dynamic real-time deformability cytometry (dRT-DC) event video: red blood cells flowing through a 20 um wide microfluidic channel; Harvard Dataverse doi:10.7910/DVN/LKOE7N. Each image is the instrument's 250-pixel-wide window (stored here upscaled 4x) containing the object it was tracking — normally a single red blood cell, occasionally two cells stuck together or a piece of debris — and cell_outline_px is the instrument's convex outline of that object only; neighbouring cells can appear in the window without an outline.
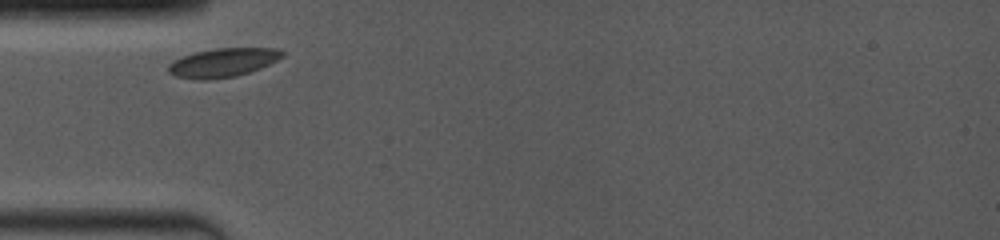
{"species": "common noctule bat (a hibernating species)", "species_latin": "Nyctalus noctula", "temperature_condition": "room temperature", "stored_images_in_passage": 29, "camera_frame_rate_fps": 4000, "um_per_image_px": 0.085, "animal": {"sex": "female", "body_mass_g": 19.0, "forearm_length_mm": 53.3}, "frame": {"image": 1, "passage_image": 1, "time_ms": 0.0, "image_size_px": [1000, 240], "cell_outline_px": [[284, 56], [260, 68], [236, 76], [208, 80], [200, 80], [176, 76], [168, 72], [168, 64], [192, 52], [216, 48], [280, 48], [284, 52]], "centroid_in_image_um": [18.95, 5.31], "position_along_channel_um": 66.0, "area_um2": 19.07}}
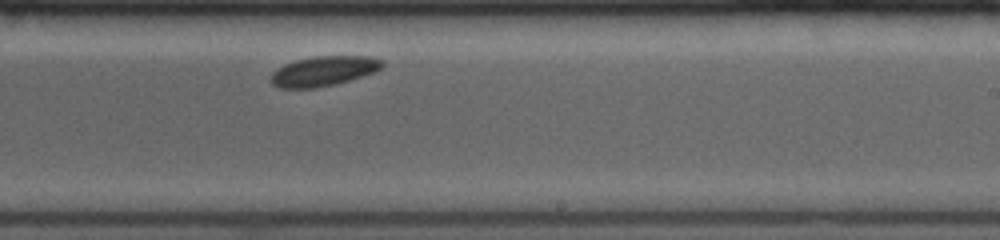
{"frame": {"image": 2, "passage_image": 17, "time_ms": 5.25, "image_size_px": [1000, 240], "cell_outline_px": [[384, 64], [376, 72], [348, 80], [332, 84], [312, 88], [280, 88], [272, 84], [272, 72], [284, 64], [296, 60], [316, 56], [372, 56], [384, 60]], "centroid_in_image_um": [27.54, 6.02], "position_along_channel_um": 261.5, "area_um2": 19.19}}
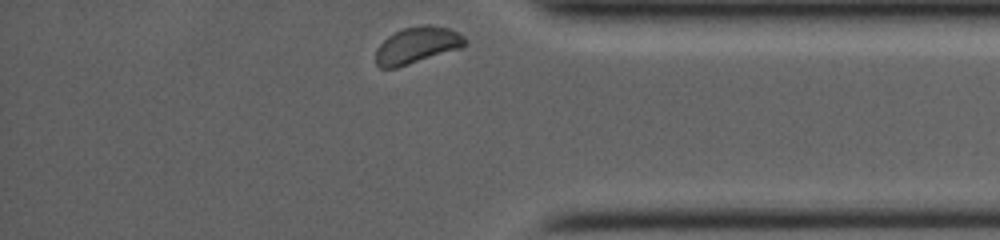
{"frame": {"image": 3, "passage_image": 29, "time_ms": 9.0, "image_size_px": [1000, 240], "cell_outline_px": [[468, 44], [460, 48], [396, 68], [380, 68], [376, 64], [376, 48], [388, 36], [404, 28], [424, 24], [432, 24], [448, 28], [464, 36], [468, 40]], "centroid_in_image_um": [35.46, 3.83], "position_along_channel_um": 399.7, "area_um2": 18.96}}